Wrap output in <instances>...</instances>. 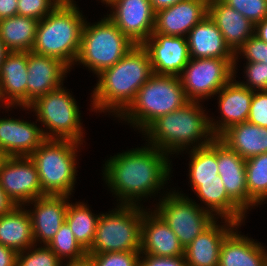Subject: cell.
I'll return each instance as SVG.
<instances>
[{
	"mask_svg": "<svg viewBox=\"0 0 267 266\" xmlns=\"http://www.w3.org/2000/svg\"><path fill=\"white\" fill-rule=\"evenodd\" d=\"M188 102L178 76L153 74L119 118L143 132L158 117L176 111Z\"/></svg>",
	"mask_w": 267,
	"mask_h": 266,
	"instance_id": "obj_5",
	"label": "cell"
},
{
	"mask_svg": "<svg viewBox=\"0 0 267 266\" xmlns=\"http://www.w3.org/2000/svg\"><path fill=\"white\" fill-rule=\"evenodd\" d=\"M18 0H0V20L17 15Z\"/></svg>",
	"mask_w": 267,
	"mask_h": 266,
	"instance_id": "obj_44",
	"label": "cell"
},
{
	"mask_svg": "<svg viewBox=\"0 0 267 266\" xmlns=\"http://www.w3.org/2000/svg\"><path fill=\"white\" fill-rule=\"evenodd\" d=\"M140 251L88 254L93 266H139Z\"/></svg>",
	"mask_w": 267,
	"mask_h": 266,
	"instance_id": "obj_36",
	"label": "cell"
},
{
	"mask_svg": "<svg viewBox=\"0 0 267 266\" xmlns=\"http://www.w3.org/2000/svg\"><path fill=\"white\" fill-rule=\"evenodd\" d=\"M8 53H9L8 49L5 47V44L0 39V65L3 63Z\"/></svg>",
	"mask_w": 267,
	"mask_h": 266,
	"instance_id": "obj_49",
	"label": "cell"
},
{
	"mask_svg": "<svg viewBox=\"0 0 267 266\" xmlns=\"http://www.w3.org/2000/svg\"><path fill=\"white\" fill-rule=\"evenodd\" d=\"M218 138L245 160L267 153V128L249 122L230 126Z\"/></svg>",
	"mask_w": 267,
	"mask_h": 266,
	"instance_id": "obj_28",
	"label": "cell"
},
{
	"mask_svg": "<svg viewBox=\"0 0 267 266\" xmlns=\"http://www.w3.org/2000/svg\"><path fill=\"white\" fill-rule=\"evenodd\" d=\"M73 140L46 139L29 157L45 195L71 196L77 176L79 145Z\"/></svg>",
	"mask_w": 267,
	"mask_h": 266,
	"instance_id": "obj_6",
	"label": "cell"
},
{
	"mask_svg": "<svg viewBox=\"0 0 267 266\" xmlns=\"http://www.w3.org/2000/svg\"><path fill=\"white\" fill-rule=\"evenodd\" d=\"M74 0H63L38 22L32 52L59 59L70 69L75 65L84 19Z\"/></svg>",
	"mask_w": 267,
	"mask_h": 266,
	"instance_id": "obj_4",
	"label": "cell"
},
{
	"mask_svg": "<svg viewBox=\"0 0 267 266\" xmlns=\"http://www.w3.org/2000/svg\"><path fill=\"white\" fill-rule=\"evenodd\" d=\"M186 38L190 58H235L209 15L196 24Z\"/></svg>",
	"mask_w": 267,
	"mask_h": 266,
	"instance_id": "obj_26",
	"label": "cell"
},
{
	"mask_svg": "<svg viewBox=\"0 0 267 266\" xmlns=\"http://www.w3.org/2000/svg\"><path fill=\"white\" fill-rule=\"evenodd\" d=\"M66 264H63L64 262L61 263V266H93L89 256H85L82 259L79 260H72V261H66Z\"/></svg>",
	"mask_w": 267,
	"mask_h": 266,
	"instance_id": "obj_48",
	"label": "cell"
},
{
	"mask_svg": "<svg viewBox=\"0 0 267 266\" xmlns=\"http://www.w3.org/2000/svg\"><path fill=\"white\" fill-rule=\"evenodd\" d=\"M69 198V196L46 195L28 202V204L34 203L33 210H28V212L31 217L35 244L40 242L48 245L54 238L65 221Z\"/></svg>",
	"mask_w": 267,
	"mask_h": 266,
	"instance_id": "obj_21",
	"label": "cell"
},
{
	"mask_svg": "<svg viewBox=\"0 0 267 266\" xmlns=\"http://www.w3.org/2000/svg\"><path fill=\"white\" fill-rule=\"evenodd\" d=\"M63 0H18L17 15L43 19L52 12Z\"/></svg>",
	"mask_w": 267,
	"mask_h": 266,
	"instance_id": "obj_38",
	"label": "cell"
},
{
	"mask_svg": "<svg viewBox=\"0 0 267 266\" xmlns=\"http://www.w3.org/2000/svg\"><path fill=\"white\" fill-rule=\"evenodd\" d=\"M208 15V0H183L155 12L153 33L186 37Z\"/></svg>",
	"mask_w": 267,
	"mask_h": 266,
	"instance_id": "obj_17",
	"label": "cell"
},
{
	"mask_svg": "<svg viewBox=\"0 0 267 266\" xmlns=\"http://www.w3.org/2000/svg\"><path fill=\"white\" fill-rule=\"evenodd\" d=\"M247 122L267 128V91H254Z\"/></svg>",
	"mask_w": 267,
	"mask_h": 266,
	"instance_id": "obj_41",
	"label": "cell"
},
{
	"mask_svg": "<svg viewBox=\"0 0 267 266\" xmlns=\"http://www.w3.org/2000/svg\"><path fill=\"white\" fill-rule=\"evenodd\" d=\"M0 102H2V104L5 105L4 107L7 108V109L9 110V106L4 102V99H3V97H2L1 88H0Z\"/></svg>",
	"mask_w": 267,
	"mask_h": 266,
	"instance_id": "obj_50",
	"label": "cell"
},
{
	"mask_svg": "<svg viewBox=\"0 0 267 266\" xmlns=\"http://www.w3.org/2000/svg\"><path fill=\"white\" fill-rule=\"evenodd\" d=\"M100 215L92 213L87 204L76 202L69 203L65 221L69 225L78 243L88 251L95 237L97 222Z\"/></svg>",
	"mask_w": 267,
	"mask_h": 266,
	"instance_id": "obj_31",
	"label": "cell"
},
{
	"mask_svg": "<svg viewBox=\"0 0 267 266\" xmlns=\"http://www.w3.org/2000/svg\"><path fill=\"white\" fill-rule=\"evenodd\" d=\"M0 186L17 206L46 196L30 157H5L0 165Z\"/></svg>",
	"mask_w": 267,
	"mask_h": 266,
	"instance_id": "obj_12",
	"label": "cell"
},
{
	"mask_svg": "<svg viewBox=\"0 0 267 266\" xmlns=\"http://www.w3.org/2000/svg\"><path fill=\"white\" fill-rule=\"evenodd\" d=\"M36 246L18 252L16 266H61L62 261L47 245Z\"/></svg>",
	"mask_w": 267,
	"mask_h": 266,
	"instance_id": "obj_35",
	"label": "cell"
},
{
	"mask_svg": "<svg viewBox=\"0 0 267 266\" xmlns=\"http://www.w3.org/2000/svg\"><path fill=\"white\" fill-rule=\"evenodd\" d=\"M193 191L206 205V210L215 217L229 219L240 226L246 218V213L228 196L221 177L217 180L209 181H190ZM215 212V213H214Z\"/></svg>",
	"mask_w": 267,
	"mask_h": 266,
	"instance_id": "obj_27",
	"label": "cell"
},
{
	"mask_svg": "<svg viewBox=\"0 0 267 266\" xmlns=\"http://www.w3.org/2000/svg\"><path fill=\"white\" fill-rule=\"evenodd\" d=\"M236 65L235 58H190L179 76L187 98L201 102L216 95L236 78Z\"/></svg>",
	"mask_w": 267,
	"mask_h": 266,
	"instance_id": "obj_11",
	"label": "cell"
},
{
	"mask_svg": "<svg viewBox=\"0 0 267 266\" xmlns=\"http://www.w3.org/2000/svg\"><path fill=\"white\" fill-rule=\"evenodd\" d=\"M147 146L118 153L104 164V180L119 198L120 205H140L141 198L148 195L151 198L164 189L169 180L172 169L169 155L149 144Z\"/></svg>",
	"mask_w": 267,
	"mask_h": 266,
	"instance_id": "obj_1",
	"label": "cell"
},
{
	"mask_svg": "<svg viewBox=\"0 0 267 266\" xmlns=\"http://www.w3.org/2000/svg\"><path fill=\"white\" fill-rule=\"evenodd\" d=\"M45 140L34 122L0 118V149L6 157H29Z\"/></svg>",
	"mask_w": 267,
	"mask_h": 266,
	"instance_id": "obj_20",
	"label": "cell"
},
{
	"mask_svg": "<svg viewBox=\"0 0 267 266\" xmlns=\"http://www.w3.org/2000/svg\"><path fill=\"white\" fill-rule=\"evenodd\" d=\"M5 157H6V156L3 154V152H2L1 149H0V165H1V163H2V161L4 160Z\"/></svg>",
	"mask_w": 267,
	"mask_h": 266,
	"instance_id": "obj_51",
	"label": "cell"
},
{
	"mask_svg": "<svg viewBox=\"0 0 267 266\" xmlns=\"http://www.w3.org/2000/svg\"><path fill=\"white\" fill-rule=\"evenodd\" d=\"M221 226L217 220L199 234L188 246L185 247V259L187 266H218L219 253L222 241L239 224L223 219Z\"/></svg>",
	"mask_w": 267,
	"mask_h": 266,
	"instance_id": "obj_23",
	"label": "cell"
},
{
	"mask_svg": "<svg viewBox=\"0 0 267 266\" xmlns=\"http://www.w3.org/2000/svg\"><path fill=\"white\" fill-rule=\"evenodd\" d=\"M27 52H9L0 65V88L9 107H26Z\"/></svg>",
	"mask_w": 267,
	"mask_h": 266,
	"instance_id": "obj_25",
	"label": "cell"
},
{
	"mask_svg": "<svg viewBox=\"0 0 267 266\" xmlns=\"http://www.w3.org/2000/svg\"><path fill=\"white\" fill-rule=\"evenodd\" d=\"M200 104L199 101H190L184 107L154 120L142 132L147 136L148 144L168 155L179 154L191 145L192 149L207 146L215 136L210 128V117Z\"/></svg>",
	"mask_w": 267,
	"mask_h": 266,
	"instance_id": "obj_3",
	"label": "cell"
},
{
	"mask_svg": "<svg viewBox=\"0 0 267 266\" xmlns=\"http://www.w3.org/2000/svg\"><path fill=\"white\" fill-rule=\"evenodd\" d=\"M208 15L234 54L254 35L255 24L221 0L208 1Z\"/></svg>",
	"mask_w": 267,
	"mask_h": 266,
	"instance_id": "obj_22",
	"label": "cell"
},
{
	"mask_svg": "<svg viewBox=\"0 0 267 266\" xmlns=\"http://www.w3.org/2000/svg\"><path fill=\"white\" fill-rule=\"evenodd\" d=\"M155 211L176 234L185 248L215 221L216 217L195 201L175 190L159 199Z\"/></svg>",
	"mask_w": 267,
	"mask_h": 266,
	"instance_id": "obj_10",
	"label": "cell"
},
{
	"mask_svg": "<svg viewBox=\"0 0 267 266\" xmlns=\"http://www.w3.org/2000/svg\"><path fill=\"white\" fill-rule=\"evenodd\" d=\"M254 35L267 43V16L255 24Z\"/></svg>",
	"mask_w": 267,
	"mask_h": 266,
	"instance_id": "obj_46",
	"label": "cell"
},
{
	"mask_svg": "<svg viewBox=\"0 0 267 266\" xmlns=\"http://www.w3.org/2000/svg\"><path fill=\"white\" fill-rule=\"evenodd\" d=\"M39 20L14 15L0 20V39L9 52L32 51Z\"/></svg>",
	"mask_w": 267,
	"mask_h": 266,
	"instance_id": "obj_30",
	"label": "cell"
},
{
	"mask_svg": "<svg viewBox=\"0 0 267 266\" xmlns=\"http://www.w3.org/2000/svg\"><path fill=\"white\" fill-rule=\"evenodd\" d=\"M152 75L147 50L142 45H134L121 60L97 75L99 80L91 95V110L112 112L119 117Z\"/></svg>",
	"mask_w": 267,
	"mask_h": 266,
	"instance_id": "obj_2",
	"label": "cell"
},
{
	"mask_svg": "<svg viewBox=\"0 0 267 266\" xmlns=\"http://www.w3.org/2000/svg\"><path fill=\"white\" fill-rule=\"evenodd\" d=\"M0 244L21 252L35 244L32 222L25 206H15L9 213L0 216Z\"/></svg>",
	"mask_w": 267,
	"mask_h": 266,
	"instance_id": "obj_29",
	"label": "cell"
},
{
	"mask_svg": "<svg viewBox=\"0 0 267 266\" xmlns=\"http://www.w3.org/2000/svg\"><path fill=\"white\" fill-rule=\"evenodd\" d=\"M106 5L113 11L107 16L136 45L153 33L155 12L150 0H111Z\"/></svg>",
	"mask_w": 267,
	"mask_h": 266,
	"instance_id": "obj_13",
	"label": "cell"
},
{
	"mask_svg": "<svg viewBox=\"0 0 267 266\" xmlns=\"http://www.w3.org/2000/svg\"><path fill=\"white\" fill-rule=\"evenodd\" d=\"M63 262L65 258L79 260L87 256V251L78 243L66 221L61 225L59 231L47 245Z\"/></svg>",
	"mask_w": 267,
	"mask_h": 266,
	"instance_id": "obj_34",
	"label": "cell"
},
{
	"mask_svg": "<svg viewBox=\"0 0 267 266\" xmlns=\"http://www.w3.org/2000/svg\"><path fill=\"white\" fill-rule=\"evenodd\" d=\"M256 24L267 16V0H221Z\"/></svg>",
	"mask_w": 267,
	"mask_h": 266,
	"instance_id": "obj_37",
	"label": "cell"
},
{
	"mask_svg": "<svg viewBox=\"0 0 267 266\" xmlns=\"http://www.w3.org/2000/svg\"><path fill=\"white\" fill-rule=\"evenodd\" d=\"M140 258L139 266H187L184 255L177 257H157L148 254H140Z\"/></svg>",
	"mask_w": 267,
	"mask_h": 266,
	"instance_id": "obj_42",
	"label": "cell"
},
{
	"mask_svg": "<svg viewBox=\"0 0 267 266\" xmlns=\"http://www.w3.org/2000/svg\"><path fill=\"white\" fill-rule=\"evenodd\" d=\"M237 228L239 225L222 241L218 266H266L265 246L252 238L238 234Z\"/></svg>",
	"mask_w": 267,
	"mask_h": 266,
	"instance_id": "obj_24",
	"label": "cell"
},
{
	"mask_svg": "<svg viewBox=\"0 0 267 266\" xmlns=\"http://www.w3.org/2000/svg\"><path fill=\"white\" fill-rule=\"evenodd\" d=\"M78 107L72 94L61 86L38 97L28 107H22V109H32L35 112L37 121L46 128V130L42 128L46 139L73 140L83 143L84 132L82 131L84 130H82Z\"/></svg>",
	"mask_w": 267,
	"mask_h": 266,
	"instance_id": "obj_9",
	"label": "cell"
},
{
	"mask_svg": "<svg viewBox=\"0 0 267 266\" xmlns=\"http://www.w3.org/2000/svg\"><path fill=\"white\" fill-rule=\"evenodd\" d=\"M134 45L108 16L95 24L85 21L75 64L81 63L98 75L121 60Z\"/></svg>",
	"mask_w": 267,
	"mask_h": 266,
	"instance_id": "obj_7",
	"label": "cell"
},
{
	"mask_svg": "<svg viewBox=\"0 0 267 266\" xmlns=\"http://www.w3.org/2000/svg\"><path fill=\"white\" fill-rule=\"evenodd\" d=\"M142 46L149 54L156 75L179 77L190 60L186 37L152 33Z\"/></svg>",
	"mask_w": 267,
	"mask_h": 266,
	"instance_id": "obj_14",
	"label": "cell"
},
{
	"mask_svg": "<svg viewBox=\"0 0 267 266\" xmlns=\"http://www.w3.org/2000/svg\"><path fill=\"white\" fill-rule=\"evenodd\" d=\"M218 174L228 196L246 213L257 204L249 197L246 183V160L217 137Z\"/></svg>",
	"mask_w": 267,
	"mask_h": 266,
	"instance_id": "obj_16",
	"label": "cell"
},
{
	"mask_svg": "<svg viewBox=\"0 0 267 266\" xmlns=\"http://www.w3.org/2000/svg\"><path fill=\"white\" fill-rule=\"evenodd\" d=\"M26 107L38 97L63 86L70 68L59 59L27 52Z\"/></svg>",
	"mask_w": 267,
	"mask_h": 266,
	"instance_id": "obj_15",
	"label": "cell"
},
{
	"mask_svg": "<svg viewBox=\"0 0 267 266\" xmlns=\"http://www.w3.org/2000/svg\"><path fill=\"white\" fill-rule=\"evenodd\" d=\"M246 63L244 74L246 73L247 81L239 83L252 91H267V63L247 61Z\"/></svg>",
	"mask_w": 267,
	"mask_h": 266,
	"instance_id": "obj_39",
	"label": "cell"
},
{
	"mask_svg": "<svg viewBox=\"0 0 267 266\" xmlns=\"http://www.w3.org/2000/svg\"><path fill=\"white\" fill-rule=\"evenodd\" d=\"M189 179L190 181L217 180V137L207 146L190 149Z\"/></svg>",
	"mask_w": 267,
	"mask_h": 266,
	"instance_id": "obj_32",
	"label": "cell"
},
{
	"mask_svg": "<svg viewBox=\"0 0 267 266\" xmlns=\"http://www.w3.org/2000/svg\"><path fill=\"white\" fill-rule=\"evenodd\" d=\"M109 213L100 214L95 237L87 254L140 251L141 222L145 208L118 205Z\"/></svg>",
	"mask_w": 267,
	"mask_h": 266,
	"instance_id": "obj_8",
	"label": "cell"
},
{
	"mask_svg": "<svg viewBox=\"0 0 267 266\" xmlns=\"http://www.w3.org/2000/svg\"><path fill=\"white\" fill-rule=\"evenodd\" d=\"M102 3L108 4L111 0H101Z\"/></svg>",
	"mask_w": 267,
	"mask_h": 266,
	"instance_id": "obj_52",
	"label": "cell"
},
{
	"mask_svg": "<svg viewBox=\"0 0 267 266\" xmlns=\"http://www.w3.org/2000/svg\"><path fill=\"white\" fill-rule=\"evenodd\" d=\"M180 1L183 0H150L154 12H157L164 8H168Z\"/></svg>",
	"mask_w": 267,
	"mask_h": 266,
	"instance_id": "obj_47",
	"label": "cell"
},
{
	"mask_svg": "<svg viewBox=\"0 0 267 266\" xmlns=\"http://www.w3.org/2000/svg\"><path fill=\"white\" fill-rule=\"evenodd\" d=\"M238 54L245 56L248 62L267 63V43L253 35L235 53V61H238Z\"/></svg>",
	"mask_w": 267,
	"mask_h": 266,
	"instance_id": "obj_40",
	"label": "cell"
},
{
	"mask_svg": "<svg viewBox=\"0 0 267 266\" xmlns=\"http://www.w3.org/2000/svg\"><path fill=\"white\" fill-rule=\"evenodd\" d=\"M140 237L141 254L177 257L185 253V248L176 234L155 211H143Z\"/></svg>",
	"mask_w": 267,
	"mask_h": 266,
	"instance_id": "obj_18",
	"label": "cell"
},
{
	"mask_svg": "<svg viewBox=\"0 0 267 266\" xmlns=\"http://www.w3.org/2000/svg\"><path fill=\"white\" fill-rule=\"evenodd\" d=\"M217 94L221 120L218 122L213 121V118L209 119L210 128L215 137H219L232 125L247 122L254 91L242 86L233 78Z\"/></svg>",
	"mask_w": 267,
	"mask_h": 266,
	"instance_id": "obj_19",
	"label": "cell"
},
{
	"mask_svg": "<svg viewBox=\"0 0 267 266\" xmlns=\"http://www.w3.org/2000/svg\"><path fill=\"white\" fill-rule=\"evenodd\" d=\"M17 252L0 244V266H16Z\"/></svg>",
	"mask_w": 267,
	"mask_h": 266,
	"instance_id": "obj_43",
	"label": "cell"
},
{
	"mask_svg": "<svg viewBox=\"0 0 267 266\" xmlns=\"http://www.w3.org/2000/svg\"><path fill=\"white\" fill-rule=\"evenodd\" d=\"M245 168L249 197L261 205L267 199V153L246 159Z\"/></svg>",
	"mask_w": 267,
	"mask_h": 266,
	"instance_id": "obj_33",
	"label": "cell"
},
{
	"mask_svg": "<svg viewBox=\"0 0 267 266\" xmlns=\"http://www.w3.org/2000/svg\"><path fill=\"white\" fill-rule=\"evenodd\" d=\"M16 204L7 196L6 192L0 186V216L9 213Z\"/></svg>",
	"mask_w": 267,
	"mask_h": 266,
	"instance_id": "obj_45",
	"label": "cell"
}]
</instances>
